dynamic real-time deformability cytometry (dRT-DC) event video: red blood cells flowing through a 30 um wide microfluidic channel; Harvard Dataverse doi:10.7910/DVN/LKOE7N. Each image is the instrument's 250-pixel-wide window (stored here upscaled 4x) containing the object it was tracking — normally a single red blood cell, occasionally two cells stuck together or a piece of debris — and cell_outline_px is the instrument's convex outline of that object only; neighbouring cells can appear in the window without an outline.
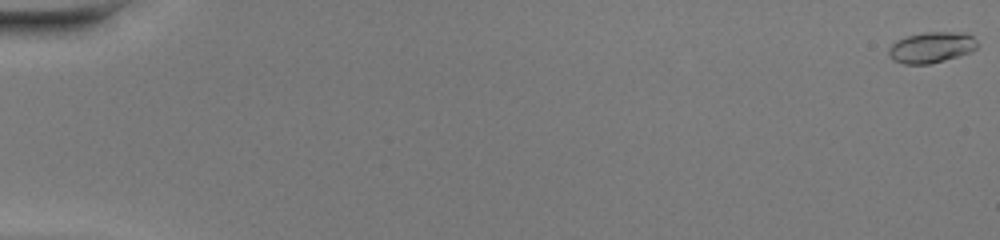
{"species": "common noctule bat (a hibernating species)", "species_latin": "Nyctalus noctula", "temperature_condition": "warm", "stored_images_in_passage": 7, "camera_frame_rate_fps": 3000, "um_per_image_px": 0.085, "animal": {"sex": "female", "body_mass_g": 20.0, "forearm_length_mm": 54.0}, "frame": {"image": 1, "passage_image": 1, "time_ms": 0.0, "image_size_px": [1000, 240], "cell_outline_px": [[976, 48], [972, 52], [944, 60], [928, 64], [904, 64], [892, 60], [888, 56], [888, 48], [896, 40], [908, 36], [924, 32], [968, 32], [976, 40]], "centroid_in_image_um": [79.16, 4.02], "position_along_channel_um": 5.8, "area_um2": 16.07}}